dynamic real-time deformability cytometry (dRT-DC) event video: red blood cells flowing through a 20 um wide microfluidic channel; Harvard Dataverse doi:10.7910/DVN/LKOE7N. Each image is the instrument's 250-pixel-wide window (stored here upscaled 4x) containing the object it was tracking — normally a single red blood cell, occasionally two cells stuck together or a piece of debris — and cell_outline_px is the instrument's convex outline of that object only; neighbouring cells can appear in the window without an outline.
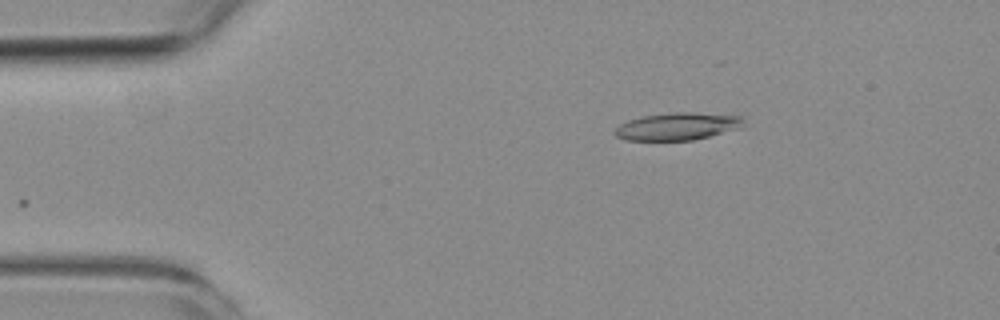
{"species": "common noctule bat (a hibernating species)", "species_latin": "Nyctalus noctula", "temperature_condition": "room temperature", "stored_images_in_passage": 3, "camera_frame_rate_fps": 3000, "um_per_image_px": 0.085, "animal": {"sex": "female", "body_mass_g": 19.3, "forearm_length_mm": 54.1}, "frame": {"image": 1, "passage_image": 3, "time_ms": 2.333, "image_size_px": [1000, 320], "cell_outline_px": [[744, 128], [692, 140], [624, 140], [616, 136], [612, 132], [620, 124], [628, 120], [640, 116], [672, 112], [692, 112], [744, 116]], "centroid_in_image_um": [57.62, 10.73], "position_along_channel_um": 27.4, "area_um2": 20.92}}